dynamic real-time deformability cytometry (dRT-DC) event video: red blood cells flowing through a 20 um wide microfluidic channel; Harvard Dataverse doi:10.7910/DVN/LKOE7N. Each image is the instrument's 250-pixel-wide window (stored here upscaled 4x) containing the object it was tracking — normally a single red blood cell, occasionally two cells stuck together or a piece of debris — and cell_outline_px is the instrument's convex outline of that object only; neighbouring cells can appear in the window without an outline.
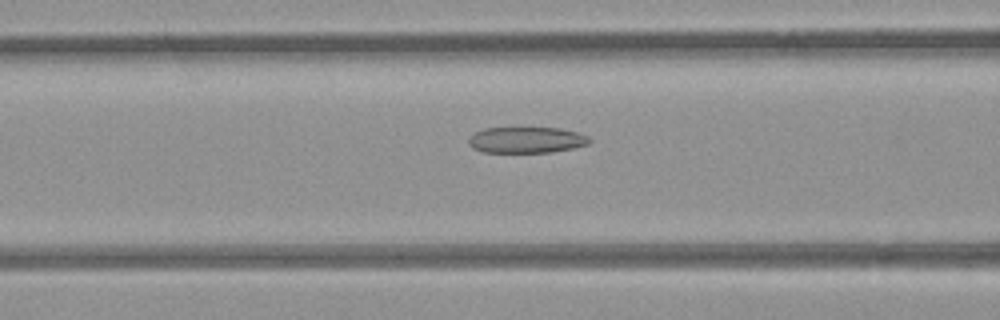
{"species": "common noctule bat (a hibernating species)", "species_latin": "Nyctalus noctula", "temperature_condition": "room temperature", "stored_images_in_passage": 45, "camera_frame_rate_fps": 3000, "um_per_image_px": 0.085, "animal": {"sex": "female", "body_mass_g": 21.9}, "frame": {"image": 1, "passage_image": 13, "time_ms": 4.0, "image_size_px": [1000, 320], "cell_outline_px": [[592, 140], [588, 144], [572, 148], [552, 152], [484, 152], [472, 148], [468, 144], [468, 140], [476, 132], [484, 128], [560, 128], [576, 132], [588, 136]], "centroid_in_image_um": [44.75, 11.9], "position_along_channel_um": 121.8, "area_um2": 18.26}}
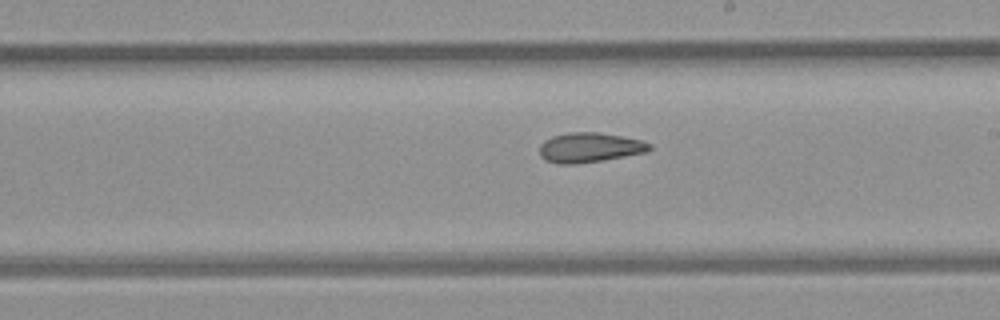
{"frame": {"image": 2, "passage_image": 22, "time_ms": 7.0, "image_size_px": [1000, 320], "cell_outline_px": [[652, 148], [648, 152], [600, 160], [572, 164], [556, 164], [544, 160], [540, 156], [540, 144], [544, 140], [552, 136], [568, 132], [600, 132], [640, 140], [652, 144]], "centroid_in_image_um": [50.09, 12.53], "position_along_channel_um": 238.9, "area_um2": 19.07}}
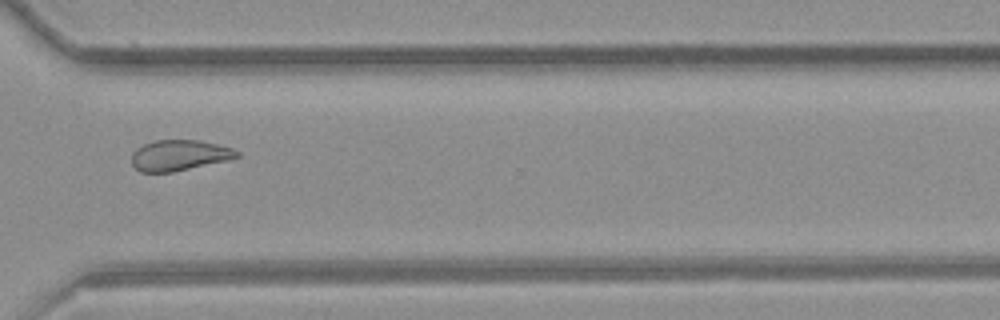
{"frame": {"image": 3, "passage_image": 31, "time_ms": 10.0, "image_size_px": [1000, 320], "cell_outline_px": [[240, 156], [228, 160], [172, 172], [140, 172], [132, 164], [132, 152], [136, 148], [144, 144], [156, 140], [200, 140], [232, 148], [240, 152]], "centroid_in_image_um": [15.23, 13.2], "position_along_channel_um": 355.4, "area_um2": 18.79}, "authors_computed_cell_mechanics": {"area_um2": 19.5942, "velocity_mm_per_s": 3.8943, "shape_relaxation_time_tau1_ms": null, "shape_relaxation_time_tau2_ms": 4.0043, "deformation_change_tau1": null, "deformation_change_tau2": 0.107}}